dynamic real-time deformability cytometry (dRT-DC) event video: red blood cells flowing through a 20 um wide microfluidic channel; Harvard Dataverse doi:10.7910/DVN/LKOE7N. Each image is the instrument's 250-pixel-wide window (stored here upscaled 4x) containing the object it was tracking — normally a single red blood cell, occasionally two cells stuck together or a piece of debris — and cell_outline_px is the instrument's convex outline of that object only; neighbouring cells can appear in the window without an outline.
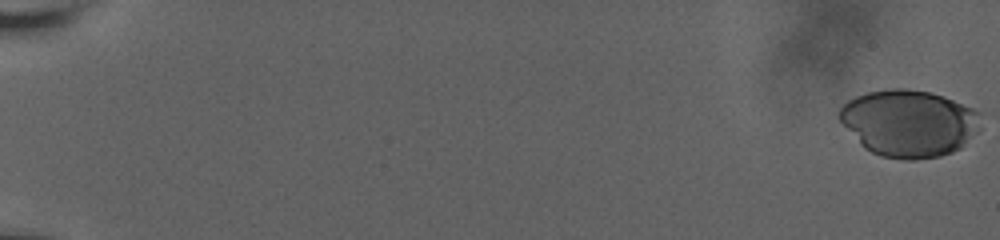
{"species": "human", "species_latin": "Homo sapiens", "temperature_condition": "room temperature", "stored_images_in_passage": 61, "camera_frame_rate_fps": 3000, "um_per_image_px": 0.085, "donor": {"sex": "male"}, "frame": {"image": 1, "passage_image": 1, "time_ms": 0.0, "image_size_px": [1000, 240], "cell_outline_px": [[980, 128], [960, 148], [952, 152], [940, 156], [916, 160], [904, 160], [880, 156], [864, 148], [860, 144], [840, 120], [840, 108], [848, 100], [856, 96], [868, 92], [884, 88], [908, 88], [928, 92], [944, 96], [972, 108], [980, 112]], "centroid_in_image_um": [77.26, 10.47], "position_along_channel_um": 7.7, "area_um2": 55.14}}